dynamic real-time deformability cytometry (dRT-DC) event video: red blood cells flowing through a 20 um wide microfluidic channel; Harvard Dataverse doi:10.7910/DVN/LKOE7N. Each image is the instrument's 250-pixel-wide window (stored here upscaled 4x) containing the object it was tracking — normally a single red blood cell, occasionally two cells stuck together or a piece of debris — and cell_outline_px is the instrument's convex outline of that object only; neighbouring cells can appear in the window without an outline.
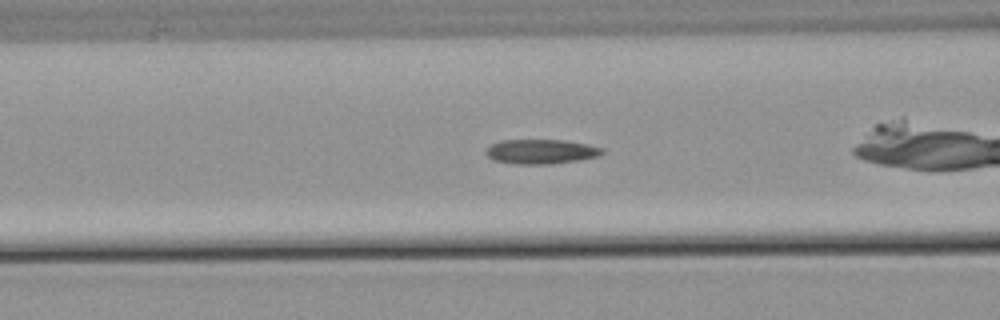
{"species": "common noctule bat (a hibernating species)", "species_latin": "Nyctalus noctula", "temperature_condition": "warm", "stored_images_in_passage": 36, "camera_frame_rate_fps": 3000, "um_per_image_px": 0.085, "animal": {"sex": "male", "body_mass_g": 21.5, "forearm_length_mm": 52.0}, "frame": {"image": 1, "passage_image": 11, "time_ms": 3.333, "image_size_px": [1000, 320], "cell_outline_px": [[604, 152], [600, 156], [580, 160], [552, 164], [512, 164], [496, 160], [488, 156], [484, 152], [492, 144], [500, 140], [564, 140], [588, 144], [604, 148]], "centroid_in_image_um": [46.03, 12.88], "position_along_channel_um": 120.6, "area_um2": 16.76}}
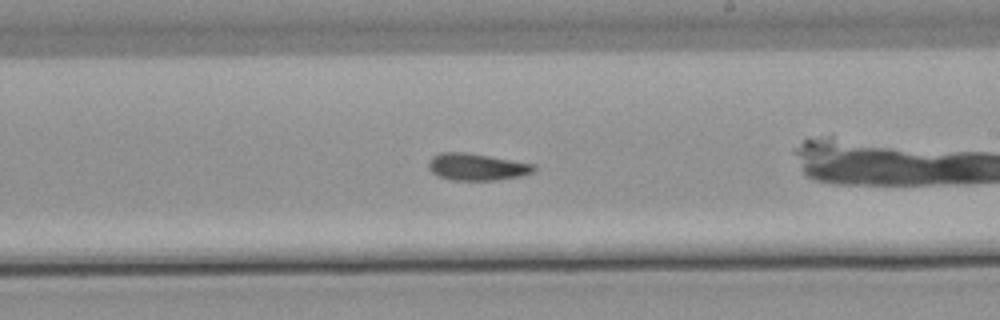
{"frame": {"image": 2, "passage_image": 21, "time_ms": 6.667, "image_size_px": [1000, 320], "cell_outline_px": [[536, 168], [532, 172], [520, 176], [496, 180], [452, 180], [436, 176], [428, 168], [428, 160], [432, 156], [440, 152], [468, 152], [536, 164]], "centroid_in_image_um": [40.49, 14.17], "position_along_channel_um": 248.5, "area_um2": 16.76}}